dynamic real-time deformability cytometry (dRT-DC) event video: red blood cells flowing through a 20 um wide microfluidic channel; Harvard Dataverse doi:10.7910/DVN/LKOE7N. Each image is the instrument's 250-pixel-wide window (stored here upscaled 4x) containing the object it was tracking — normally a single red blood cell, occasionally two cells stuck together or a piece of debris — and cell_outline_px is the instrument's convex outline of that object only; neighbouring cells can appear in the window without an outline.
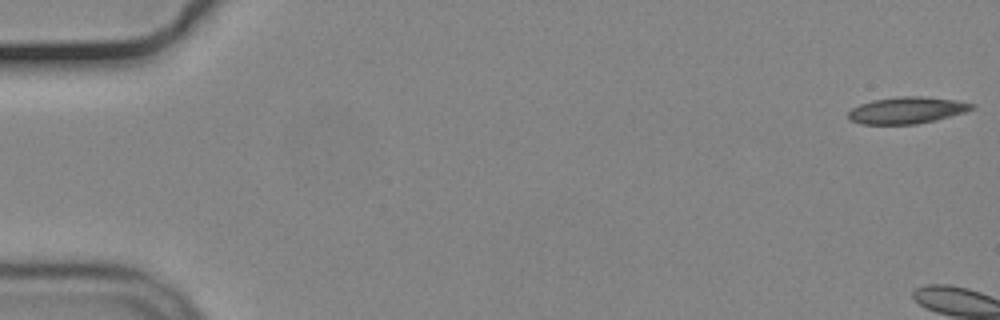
{"species": "common noctule bat (a hibernating species)", "species_latin": "Nyctalus noctula", "temperature_condition": "cold", "stored_images_in_passage": 4, "camera_frame_rate_fps": 3000, "um_per_image_px": 0.085, "animal": {"sex": "male", "body_mass_g": 19.2, "forearm_length_mm": 51.8}, "frame": {"image": 1, "passage_image": 1, "time_ms": 0.0, "image_size_px": [1000, 320], "cell_outline_px": [[976, 108], [964, 112], [936, 120], [916, 124], [860, 124], [848, 120], [848, 112], [852, 108], [860, 104], [872, 100], [900, 96], [920, 96], [956, 100], [976, 104]], "centroid_in_image_um": [77.08, 9.37], "position_along_channel_um": 7.9, "area_um2": 19.31}}